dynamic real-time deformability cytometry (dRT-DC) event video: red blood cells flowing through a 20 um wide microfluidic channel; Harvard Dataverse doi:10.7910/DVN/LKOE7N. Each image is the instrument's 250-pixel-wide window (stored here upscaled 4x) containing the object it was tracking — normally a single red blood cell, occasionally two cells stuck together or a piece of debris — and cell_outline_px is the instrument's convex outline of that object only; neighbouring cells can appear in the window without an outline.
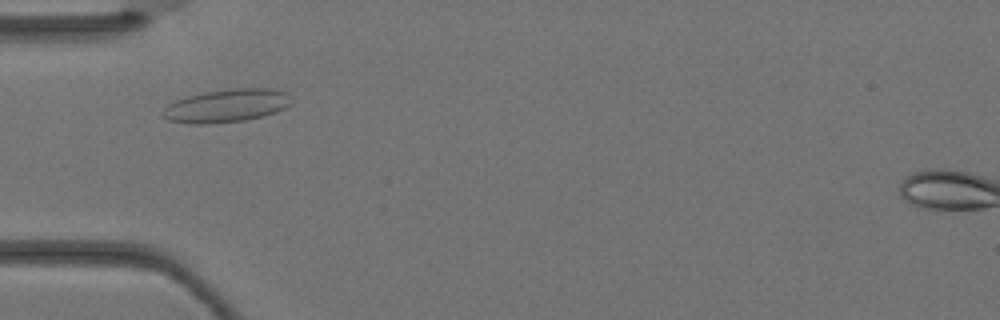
{"species": "Egyptian fruit bat (a non-hibernating species)", "species_latin": "Rousettus aegyptiacus", "temperature_condition": "warm", "stored_images_in_passage": 3, "camera_frame_rate_fps": 3000, "um_per_image_px": 0.085, "animal": {"sex": "female"}, "frame": {"image": 1, "passage_image": 2, "time_ms": 0.333, "image_size_px": [1000, 320], "cell_outline_px": [[292, 104], [276, 112], [264, 116], [244, 120], [208, 124], [192, 124], [168, 120], [160, 116], [160, 112], [168, 104], [176, 100], [188, 96], [204, 92], [232, 88], [272, 88], [288, 92]], "centroid_in_image_um": [19.25, 8.98], "position_along_channel_um": 65.7, "area_um2": 25.09}}
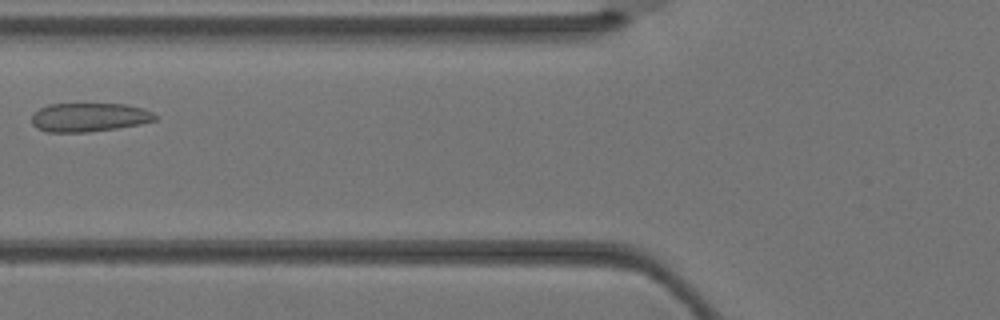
{"frame": {"image": 2, "passage_image": 3, "time_ms": 0.667, "image_size_px": [1000, 320], "cell_outline_px": [[160, 116], [156, 120], [140, 124], [116, 128], [88, 132], [48, 132], [36, 128], [32, 124], [32, 112], [48, 104], [128, 104], [144, 108]], "centroid_in_image_um": [7.59, 9.96], "position_along_channel_um": 118.2, "area_um2": 20.92}}